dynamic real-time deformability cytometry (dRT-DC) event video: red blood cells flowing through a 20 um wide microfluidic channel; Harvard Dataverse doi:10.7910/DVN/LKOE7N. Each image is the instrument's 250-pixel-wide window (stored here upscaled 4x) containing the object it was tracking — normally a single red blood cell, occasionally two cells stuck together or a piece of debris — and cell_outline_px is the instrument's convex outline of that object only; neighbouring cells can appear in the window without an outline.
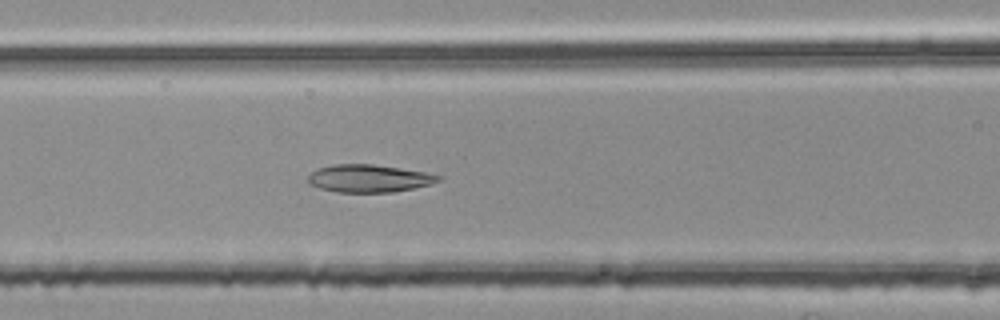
{"species": "common noctule bat (a hibernating species)", "species_latin": "Nyctalus noctula", "temperature_condition": "room temperature", "stored_images_in_passage": 48, "camera_frame_rate_fps": 3000, "um_per_image_px": 0.085, "animal": {"sex": "female", "body_mass_g": 25.1}, "frame": {"image": 1, "passage_image": 22, "time_ms": 7.0, "image_size_px": [1000, 320], "cell_outline_px": [[440, 180], [432, 184], [392, 192], [336, 192], [320, 188], [308, 184], [308, 176], [312, 172], [320, 168], [336, 164], [372, 164], [400, 168], [424, 172], [440, 176]], "centroid_in_image_um": [31.34, 15.17], "position_along_channel_um": 135.3, "area_um2": 20.75}}
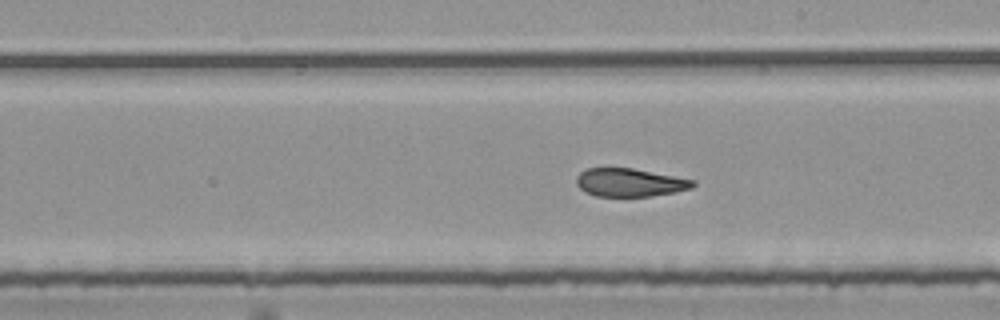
{"frame": {"image": 2, "passage_image": 30, "time_ms": 9.667, "image_size_px": [1000, 320], "cell_outline_px": [[696, 184], [692, 188], [676, 192], [652, 196], [596, 196], [584, 192], [576, 184], [576, 176], [580, 172], [588, 168], [632, 168], [696, 180]], "centroid_in_image_um": [53.54, 15.51], "position_along_channel_um": 235.5, "area_um2": 19.25}}
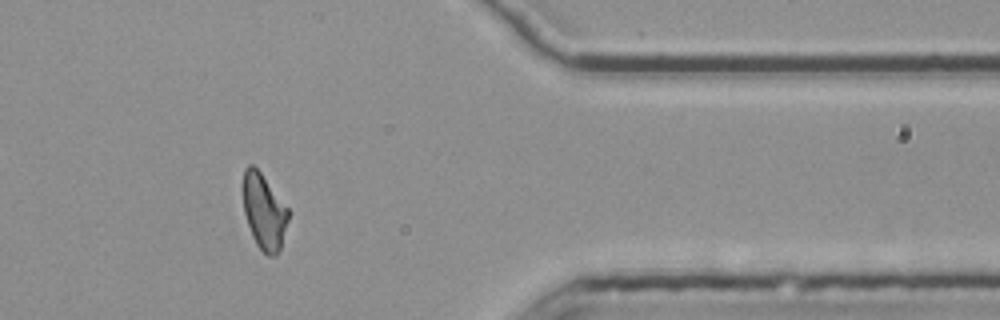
{"frame": {"image": 3, "passage_image": 44, "time_ms": 14.333, "image_size_px": [1000, 320], "cell_outline_px": [[288, 220], [280, 252], [276, 256], [268, 256], [256, 244], [252, 236], [244, 212], [244, 168], [248, 164], [252, 164], [260, 172], [288, 208]], "centroid_in_image_um": [22.46, 18.02], "position_along_channel_um": 388.9, "area_um2": 19.65}, "authors_computed_cell_mechanics": {"area_um2": 20.8947, "velocity_mm_per_s": 3.7663, "shape_relaxation_time_tau1_ms": null, "shape_relaxation_time_tau2_ms": 2.7833, "deformation_change_tau1": null, "deformation_change_tau2": 0.1107}}